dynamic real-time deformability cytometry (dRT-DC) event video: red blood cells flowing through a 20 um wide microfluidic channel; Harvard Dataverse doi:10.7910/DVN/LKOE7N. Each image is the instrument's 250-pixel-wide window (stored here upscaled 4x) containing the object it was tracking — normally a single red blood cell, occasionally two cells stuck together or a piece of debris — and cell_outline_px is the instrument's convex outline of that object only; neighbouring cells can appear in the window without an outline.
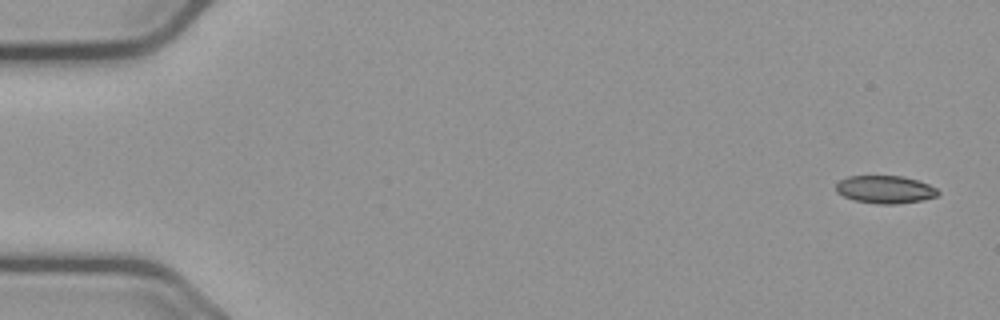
{"species": "common noctule bat (a hibernating species)", "species_latin": "Nyctalus noctula", "temperature_condition": "cold", "stored_images_in_passage": 55, "camera_frame_rate_fps": 3000, "um_per_image_px": 0.085, "animal": {"sex": "male", "body_mass_g": 23.1, "forearm_length_mm": 52.7}, "frame": {"image": 1, "passage_image": 1, "time_ms": 0.0, "image_size_px": [1000, 320], "cell_outline_px": [[940, 192], [936, 196], [920, 200], [896, 204], [880, 204], [856, 200], [844, 196], [836, 192], [836, 184], [840, 180], [848, 176], [904, 176], [928, 184], [936, 188]], "centroid_in_image_um": [75.22, 16.09], "position_along_channel_um": 9.8, "area_um2": 16.3}}
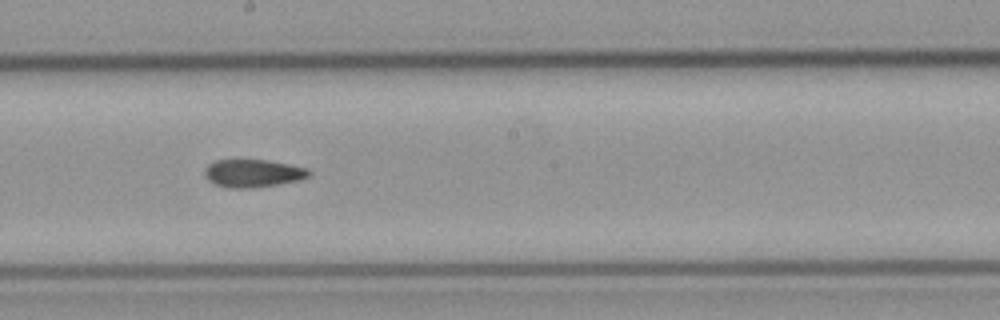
{"frame": {"image": 2, "passage_image": 30, "time_ms": 9.667, "image_size_px": [1000, 320], "cell_outline_px": [[312, 176], [300, 180], [276, 184], [248, 188], [232, 188], [216, 184], [208, 180], [204, 172], [204, 168], [208, 164], [216, 160], [264, 160], [288, 164], [308, 168], [312, 172]], "centroid_in_image_um": [21.53, 14.72], "position_along_channel_um": 226.7, "area_um2": 16.82}}
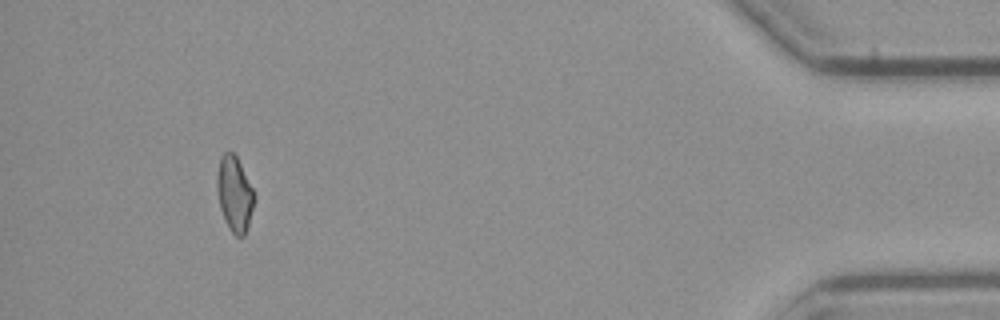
{"frame": {"image": 3, "passage_image": 51, "time_ms": 16.667, "image_size_px": [1000, 320], "cell_outline_px": [[256, 196], [248, 224], [244, 236], [236, 236], [228, 228], [220, 208], [216, 184], [216, 176], [220, 156], [224, 152], [232, 152], [236, 156]], "centroid_in_image_um": [19.92, 16.48], "position_along_channel_um": 415.3, "area_um2": 16.18}, "authors_computed_cell_mechanics": {"area_um2": 17.051, "velocity_mm_per_s": 3.6846, "shape_relaxation_time_tau1_ms": null, "shape_relaxation_time_tau2_ms": 4.517, "deformation_change_tau1": null, "deformation_change_tau2": 0.1128}}